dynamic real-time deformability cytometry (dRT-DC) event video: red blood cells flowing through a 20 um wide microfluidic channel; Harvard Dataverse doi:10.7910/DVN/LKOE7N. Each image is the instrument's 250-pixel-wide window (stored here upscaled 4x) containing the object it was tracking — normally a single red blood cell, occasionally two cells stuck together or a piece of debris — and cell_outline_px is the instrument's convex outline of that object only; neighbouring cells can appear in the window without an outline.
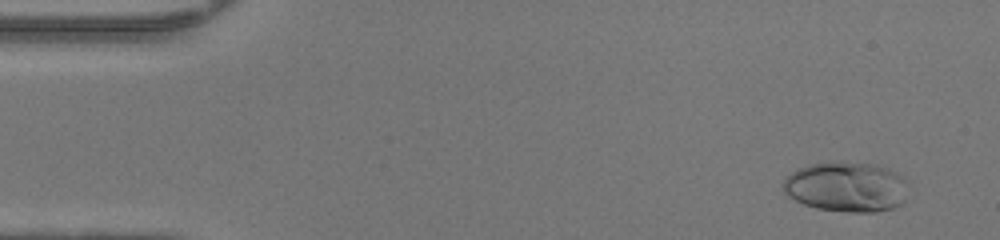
{"species": "human", "species_latin": "Homo sapiens", "temperature_condition": "warm", "stored_images_in_passage": 48, "camera_frame_rate_fps": 3000, "um_per_image_px": 0.085, "donor": {"sex": "female"}, "frame": {"image": 1, "passage_image": 3, "time_ms": 0.667, "image_size_px": [1000, 240], "cell_outline_px": [[908, 180], [904, 204], [892, 208], [876, 212], [848, 212], [816, 208], [804, 204], [788, 196], [784, 192], [784, 176], [808, 164], [840, 160], [872, 164], [888, 168], [896, 172]], "centroid_in_image_um": [71.97, 15.87], "position_along_channel_um": 13.0, "area_um2": 37.05}}
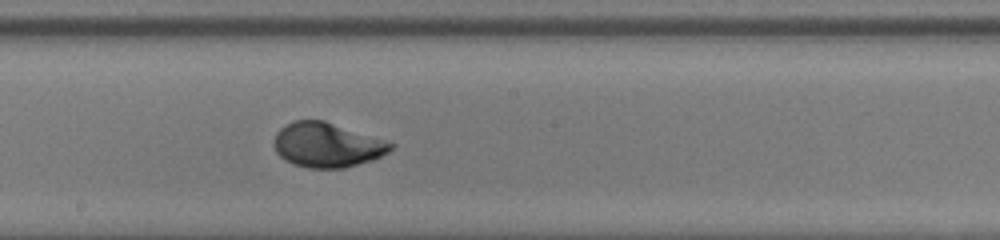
{"frame": {"image": 2, "passage_image": 26, "time_ms": 8.333, "image_size_px": [1000, 240], "cell_outline_px": [[396, 144], [388, 152], [372, 160], [344, 168], [308, 168], [292, 164], [284, 160], [276, 152], [272, 144], [272, 140], [276, 132], [280, 128], [292, 120], [324, 120]], "centroid_in_image_um": [27.74, 12.32], "position_along_channel_um": 220.5, "area_um2": 30.46}}
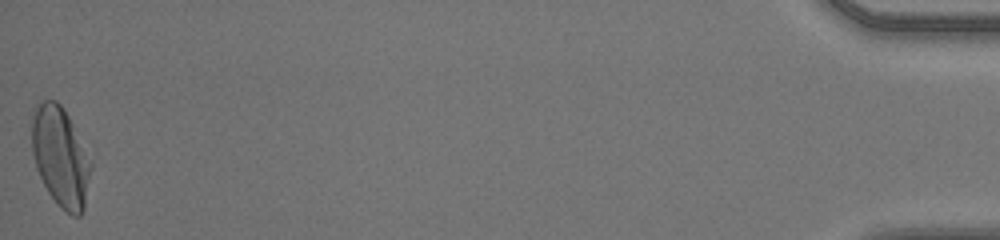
{"frame": {"image": 3, "passage_image": 48, "time_ms": 15.667, "image_size_px": [1000, 240], "cell_outline_px": [[92, 168], [84, 208], [80, 216], [72, 216], [60, 208], [56, 204], [48, 192], [36, 168], [32, 152], [32, 108], [44, 100], [56, 100], [64, 108], [92, 164]], "centroid_in_image_um": [5.13, 13.35], "position_along_channel_um": 430.1, "area_um2": 34.28}, "authors_computed_cell_mechanics": {"area_um2": 30.8074, "velocity_mm_per_s": 4.291, "shape_relaxation_time_tau1_ms": 3.5358, "shape_relaxation_time_tau2_ms": null, "deformation_change_tau1": 0.2016, "deformation_change_tau2": null}}